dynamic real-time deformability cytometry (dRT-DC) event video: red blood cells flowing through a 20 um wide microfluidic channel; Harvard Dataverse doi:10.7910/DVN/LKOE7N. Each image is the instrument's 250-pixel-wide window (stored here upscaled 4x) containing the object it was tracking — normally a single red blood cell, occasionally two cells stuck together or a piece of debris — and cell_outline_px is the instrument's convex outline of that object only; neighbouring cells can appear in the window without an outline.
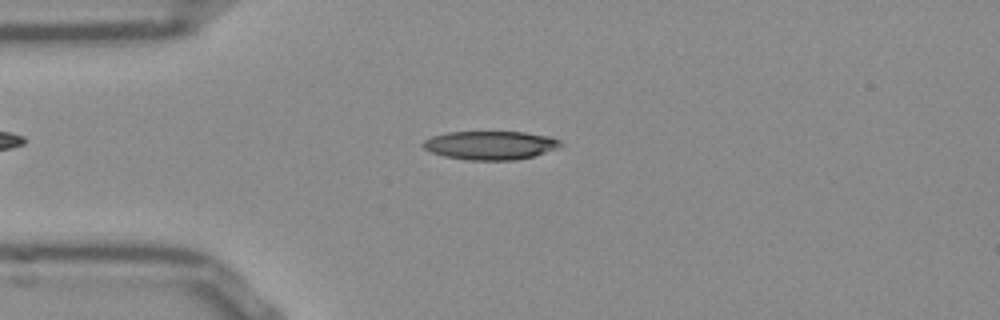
{"species": "Egyptian fruit bat (a non-hibernating species)", "species_latin": "Rousettus aegyptiacus", "temperature_condition": "room temperature", "stored_images_in_passage": 49, "camera_frame_rate_fps": 3000, "um_per_image_px": 0.085, "frame": {"image": 1, "passage_image": 9, "time_ms": 2.667, "image_size_px": [1000, 320], "cell_outline_px": [[564, 144], [556, 148], [532, 156], [516, 160], [468, 160], [444, 156], [432, 152], [424, 148], [420, 144], [424, 140], [432, 136], [448, 132], [524, 132], [552, 136], [560, 140]], "centroid_in_image_um": [41.68, 12.34], "position_along_channel_um": 43.3, "area_um2": 22.95}}
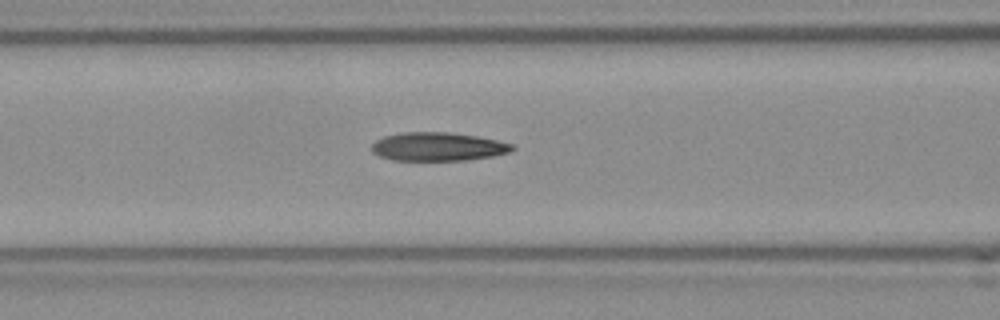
{"frame": {"image": 2, "passage_image": 17, "time_ms": 5.333, "image_size_px": [1000, 320], "cell_outline_px": [[516, 148], [508, 152], [492, 156], [464, 160], [392, 160], [380, 156], [372, 152], [372, 144], [376, 140], [384, 136], [404, 132], [448, 132], [476, 136], [516, 144]], "centroid_in_image_um": [37.23, 12.46], "position_along_channel_um": 129.4, "area_um2": 23.29}}
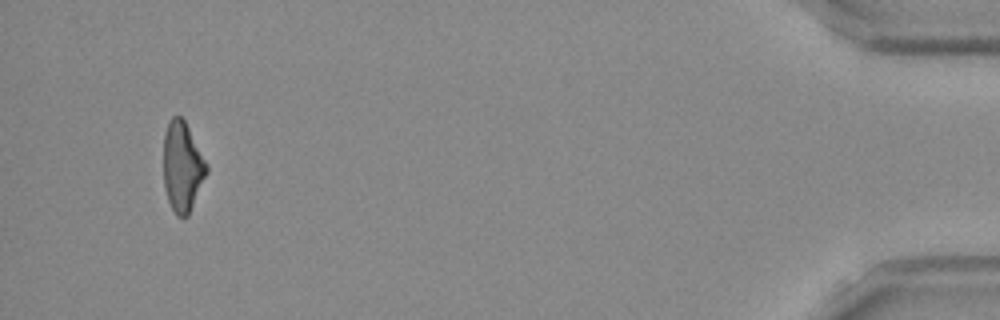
{"frame": {"image": 3, "passage_image": 46, "time_ms": 15.0, "image_size_px": [1000, 320], "cell_outline_px": [[208, 172], [188, 216], [176, 216], [168, 200], [164, 188], [164, 132], [168, 120], [172, 116], [180, 116], [184, 120], [208, 164]], "centroid_in_image_um": [15.5, 14.16], "position_along_channel_um": 419.7, "area_um2": 22.6}, "authors_computed_cell_mechanics": {"area_um2": 23.1778, "velocity_mm_per_s": 3.851, "shape_relaxation_time_tau1_ms": null, "shape_relaxation_time_tau2_ms": 3.5845, "deformation_change_tau1": null, "deformation_change_tau2": 0.1332}}